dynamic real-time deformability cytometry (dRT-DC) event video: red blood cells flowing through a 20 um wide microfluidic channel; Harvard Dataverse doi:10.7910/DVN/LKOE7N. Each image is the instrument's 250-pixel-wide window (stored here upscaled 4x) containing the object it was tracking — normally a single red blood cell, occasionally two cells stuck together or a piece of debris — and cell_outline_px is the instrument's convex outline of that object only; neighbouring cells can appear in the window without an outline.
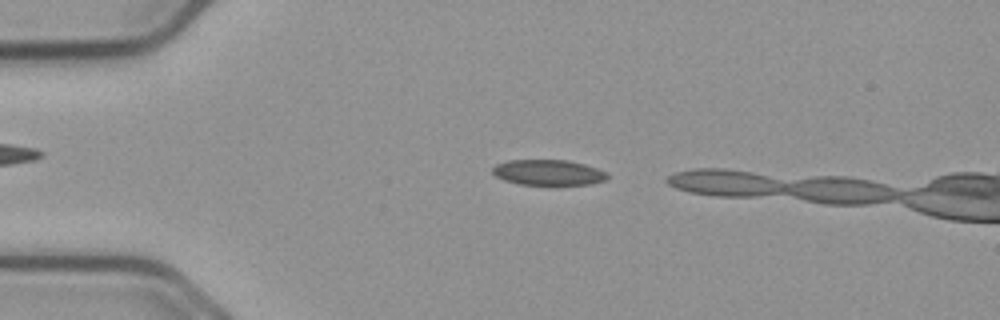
{"species": "common noctule bat (a hibernating species)", "species_latin": "Nyctalus noctula", "temperature_condition": "cold", "stored_images_in_passage": 8, "camera_frame_rate_fps": 3000, "um_per_image_px": 0.085, "animal": {"sex": "male", "body_mass_g": 23.1, "forearm_length_mm": 52.7}, "frame": {"image": 1, "passage_image": 5, "time_ms": 1.333, "image_size_px": [1000, 320], "cell_outline_px": [[608, 176], [604, 180], [588, 184], [520, 184], [504, 180], [496, 176], [492, 172], [492, 168], [496, 164], [508, 160], [568, 160], [584, 164], [608, 172]], "centroid_in_image_um": [46.59, 14.64], "position_along_channel_um": 38.4, "area_um2": 16.88}}